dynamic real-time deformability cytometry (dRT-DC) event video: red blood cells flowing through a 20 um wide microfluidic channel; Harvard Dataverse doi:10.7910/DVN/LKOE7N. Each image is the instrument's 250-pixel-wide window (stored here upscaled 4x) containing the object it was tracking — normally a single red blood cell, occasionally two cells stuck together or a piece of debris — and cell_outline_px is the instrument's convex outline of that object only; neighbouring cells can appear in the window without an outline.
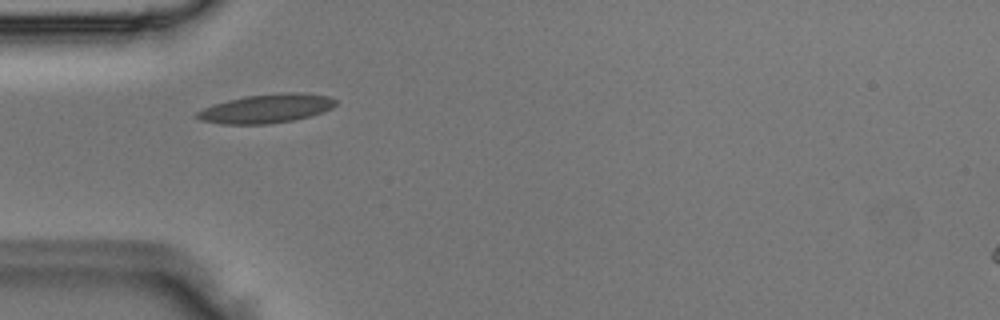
{"species": "Egyptian fruit bat (a non-hibernating species)", "species_latin": "Rousettus aegyptiacus", "temperature_condition": "room temperature", "stored_images_in_passage": 3, "camera_frame_rate_fps": 3000, "um_per_image_px": 0.085, "animal": {"sex": "male"}, "frame": {"image": 1, "passage_image": 1, "time_ms": 0.0, "image_size_px": [1000, 320], "cell_outline_px": [[336, 104], [332, 108], [308, 116], [292, 120], [268, 124], [220, 124], [200, 120], [192, 116], [196, 112], [212, 104], [244, 96], [288, 92], [300, 92], [328, 96], [336, 100]], "centroid_in_image_um": [22.58, 9.22], "position_along_channel_um": 62.4, "area_um2": 23.29}}
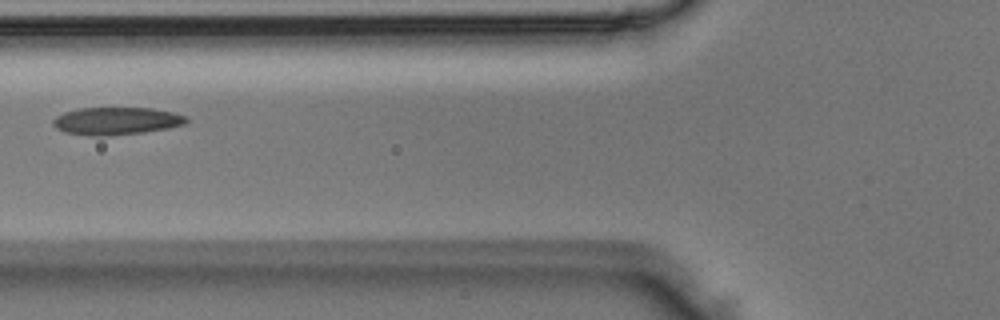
{"frame": {"image": 2, "passage_image": 2, "time_ms": 0.333, "image_size_px": [1000, 320], "cell_outline_px": [[188, 120], [184, 124], [168, 128], [144, 132], [108, 136], [88, 136], [64, 132], [56, 128], [52, 124], [52, 120], [56, 116], [64, 112], [80, 108], [152, 108], [172, 112], [184, 116]], "centroid_in_image_um": [9.84, 10.29], "position_along_channel_um": 116.0, "area_um2": 21.44}}